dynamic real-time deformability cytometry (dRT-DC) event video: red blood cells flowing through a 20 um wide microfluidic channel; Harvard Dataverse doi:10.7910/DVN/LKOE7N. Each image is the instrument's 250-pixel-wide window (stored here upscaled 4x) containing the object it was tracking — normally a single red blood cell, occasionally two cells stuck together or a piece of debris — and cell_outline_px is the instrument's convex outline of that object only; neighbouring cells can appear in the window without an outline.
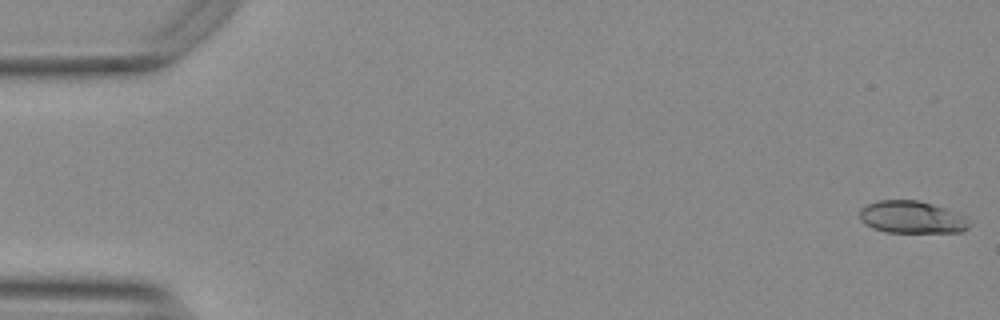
{"species": "Egyptian fruit bat (a non-hibernating species)", "species_latin": "Rousettus aegyptiacus", "temperature_condition": "warm", "stored_images_in_passage": 54, "camera_frame_rate_fps": 3000, "um_per_image_px": 0.085, "animal": {"sex": "female"}, "frame": {"image": 1, "passage_image": 1, "time_ms": 0.0, "image_size_px": [1000, 320], "cell_outline_px": [[972, 224], [968, 228], [960, 232], [884, 232], [872, 228], [864, 224], [860, 220], [860, 208], [868, 204], [880, 200], [920, 200], [944, 208], [964, 216]], "centroid_in_image_um": [77.48, 18.47], "position_along_channel_um": 7.5, "area_um2": 20.69}}
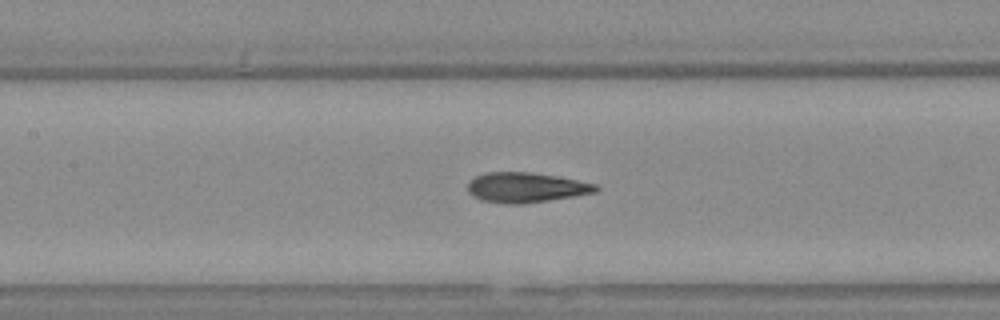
{"frame": {"image": 2, "passage_image": 25, "time_ms": 8.0, "image_size_px": [1000, 320], "cell_outline_px": [[600, 188], [596, 192], [524, 204], [504, 204], [480, 200], [472, 196], [468, 192], [468, 180], [476, 176], [488, 172], [528, 172], [556, 176], [596, 184]], "centroid_in_image_um": [44.65, 15.94], "position_along_channel_um": 162.7, "area_um2": 22.37}}
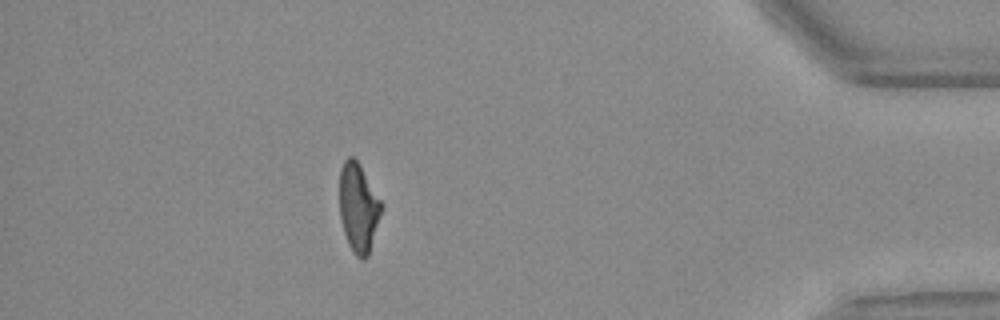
{"frame": {"image": 3, "passage_image": 48, "time_ms": 15.667, "image_size_px": [1000, 320], "cell_outline_px": [[384, 204], [368, 256], [364, 260], [356, 256], [352, 252], [348, 244], [344, 232], [340, 216], [340, 168], [344, 160], [348, 156], [352, 156], [356, 160]], "centroid_in_image_um": [30.47, 17.67], "position_along_channel_um": 404.7, "area_um2": 21.62}, "authors_computed_cell_mechanics": {"area_um2": 22.1085, "velocity_mm_per_s": 3.7833, "shape_relaxation_time_tau1_ms": 3.9619, "shape_relaxation_time_tau2_ms": 1.4913, "deformation_change_tau1": 0.1945, "deformation_change_tau2": 0.1013}}